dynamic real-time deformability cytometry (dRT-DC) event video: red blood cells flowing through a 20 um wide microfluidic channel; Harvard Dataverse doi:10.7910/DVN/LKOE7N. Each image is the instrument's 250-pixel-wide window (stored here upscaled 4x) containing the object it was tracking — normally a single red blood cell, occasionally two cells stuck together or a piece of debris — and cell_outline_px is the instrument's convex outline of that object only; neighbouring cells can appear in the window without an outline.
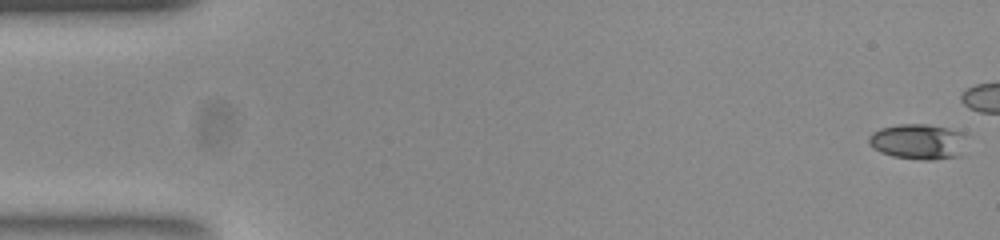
{"species": "common noctule bat (a hibernating species)", "species_latin": "Nyctalus noctula", "temperature_condition": "room temperature", "stored_images_in_passage": 8, "camera_frame_rate_fps": 3000, "um_per_image_px": 0.085, "animal": {"sex": "female", "body_mass_g": 23.0, "forearm_length_mm": 53.4}, "frame": {"image": 1, "passage_image": 1, "time_ms": 0.0, "image_size_px": [1000, 240], "cell_outline_px": [[964, 136], [960, 156], [932, 160], [920, 160], [892, 156], [880, 152], [872, 148], [868, 144], [868, 136], [872, 132], [880, 128], [900, 124], [928, 124], [948, 128], [964, 132]], "centroid_in_image_um": [77.99, 12.04], "position_along_channel_um": 7.0, "area_um2": 20.35}}